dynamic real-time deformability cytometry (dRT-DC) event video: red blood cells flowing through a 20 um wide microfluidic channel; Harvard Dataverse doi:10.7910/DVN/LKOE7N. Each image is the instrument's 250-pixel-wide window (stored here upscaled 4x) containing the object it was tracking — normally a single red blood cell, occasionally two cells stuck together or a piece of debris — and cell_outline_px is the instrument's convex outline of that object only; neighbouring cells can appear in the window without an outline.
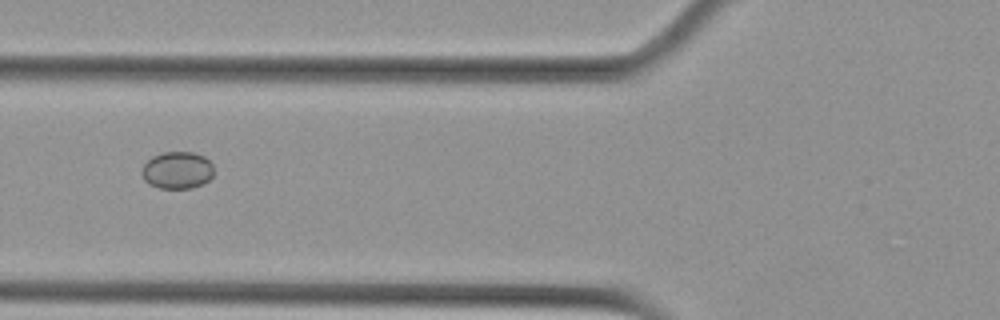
{"species": "Egyptian fruit bat (a non-hibernating species)", "species_latin": "Rousettus aegyptiacus", "temperature_condition": "cold", "stored_images_in_passage": 5, "camera_frame_rate_fps": 3000, "um_per_image_px": 0.085, "animal": {"sex": "female"}, "frame": {"image": 1, "passage_image": 2, "time_ms": 0.333, "image_size_px": [1000, 320], "cell_outline_px": [[212, 176], [208, 180], [192, 188], [160, 188], [148, 184], [144, 180], [140, 172], [144, 164], [152, 156], [164, 152], [192, 152], [204, 156], [212, 164]], "centroid_in_image_um": [15.03, 14.46], "position_along_channel_um": 110.8, "area_um2": 15.55}}
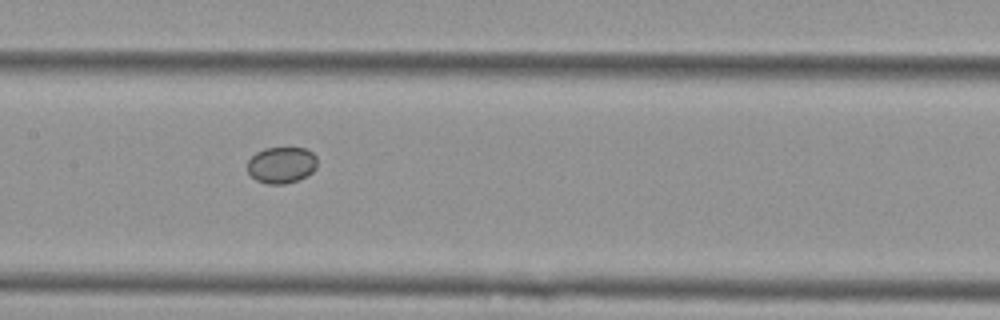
{"frame": {"image": 2, "passage_image": 4, "time_ms": 1.0, "image_size_px": [1000, 320], "cell_outline_px": [[316, 168], [312, 172], [296, 180], [284, 184], [264, 184], [256, 180], [248, 172], [248, 160], [256, 152], [264, 148], [304, 148], [312, 152], [316, 156]], "centroid_in_image_um": [23.9, 14.02], "position_along_channel_um": 183.5, "area_um2": 14.74}}
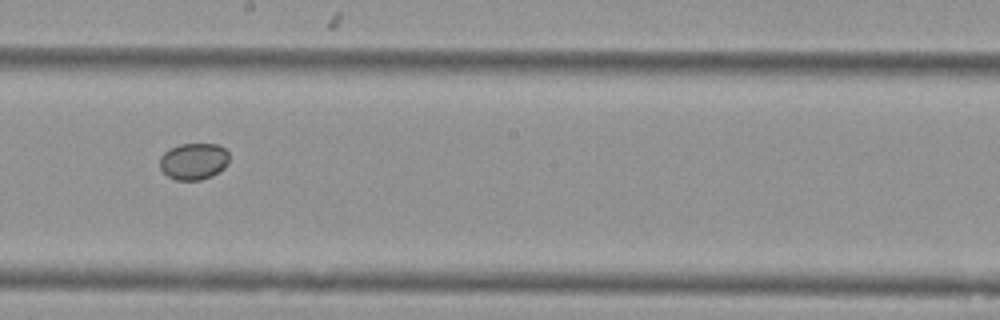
{"frame": {"image": 3, "passage_image": 5, "time_ms": 1.333, "image_size_px": [1000, 320], "cell_outline_px": [[228, 164], [220, 172], [212, 176], [200, 180], [176, 180], [168, 176], [160, 168], [160, 156], [164, 152], [180, 144], [220, 144], [228, 152]], "centroid_in_image_um": [16.48, 13.71], "position_along_channel_um": 231.7, "area_um2": 14.91}}